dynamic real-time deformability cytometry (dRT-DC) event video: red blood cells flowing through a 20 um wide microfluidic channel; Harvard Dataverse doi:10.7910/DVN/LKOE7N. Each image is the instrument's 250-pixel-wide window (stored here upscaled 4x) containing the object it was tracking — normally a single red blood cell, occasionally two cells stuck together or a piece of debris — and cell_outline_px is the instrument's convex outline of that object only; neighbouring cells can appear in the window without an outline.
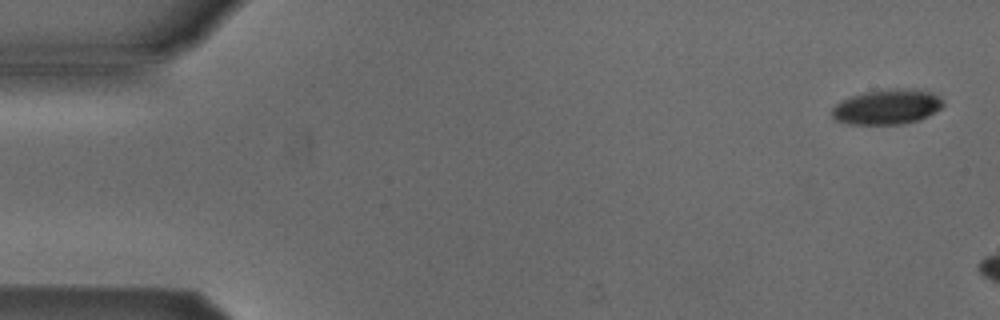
{"species": "Egyptian fruit bat (a non-hibernating species)", "species_latin": "Rousettus aegyptiacus", "temperature_condition": "cold", "stored_images_in_passage": 7, "camera_frame_rate_fps": 3000, "um_per_image_px": 0.085, "animal": {"sex": "male"}, "frame": {"image": 1, "passage_image": 2, "time_ms": 0.333, "image_size_px": [1000, 320], "cell_outline_px": [[944, 104], [940, 108], [928, 116], [920, 120], [904, 124], [848, 124], [836, 120], [832, 116], [832, 108], [840, 100], [864, 92], [892, 88], [916, 88], [932, 92], [940, 96], [944, 100]], "centroid_in_image_um": [75.44, 9.07], "position_along_channel_um": 9.6, "area_um2": 23.06}}